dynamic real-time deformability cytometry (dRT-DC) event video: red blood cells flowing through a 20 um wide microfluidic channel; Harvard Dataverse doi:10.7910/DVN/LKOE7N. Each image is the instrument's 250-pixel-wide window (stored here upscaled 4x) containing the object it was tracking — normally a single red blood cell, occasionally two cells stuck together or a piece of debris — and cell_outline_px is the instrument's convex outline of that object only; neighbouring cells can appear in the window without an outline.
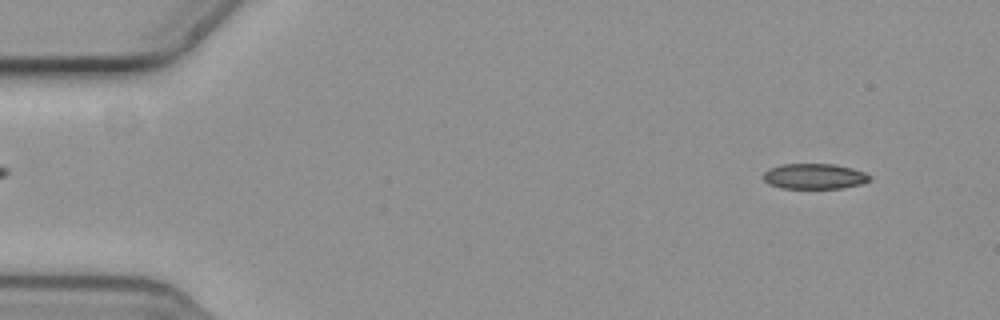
{"species": "common noctule bat (a hibernating species)", "species_latin": "Nyctalus noctula", "temperature_condition": "cold", "stored_images_in_passage": 57, "camera_frame_rate_fps": 3000, "um_per_image_px": 0.085, "animal": {"sex": "female", "body_mass_g": 19.3, "forearm_length_mm": 54.1}, "frame": {"image": 1, "passage_image": 5, "time_ms": 1.333, "image_size_px": [1000, 320], "cell_outline_px": [[872, 176], [868, 180], [860, 184], [840, 188], [780, 188], [764, 180], [764, 172], [768, 168], [780, 164], [832, 164], [852, 168], [864, 172]], "centroid_in_image_um": [69.2, 14.97], "position_along_channel_um": 15.8, "area_um2": 15.61}}
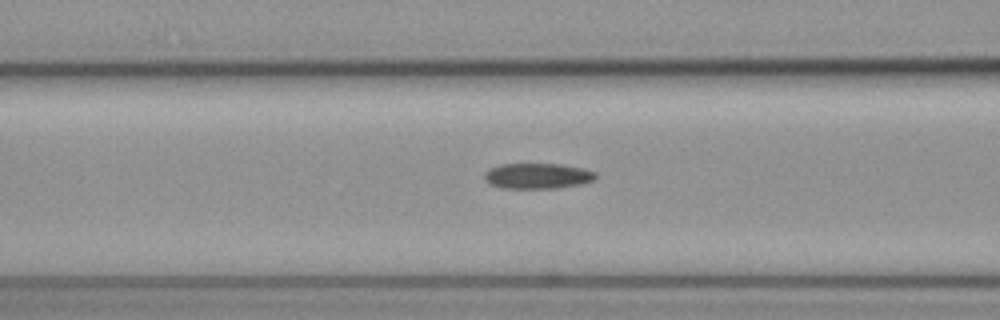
{"frame": {"image": 2, "passage_image": 23, "time_ms": 7.333, "image_size_px": [1000, 320], "cell_outline_px": [[596, 176], [592, 180], [580, 184], [556, 188], [500, 188], [488, 184], [484, 180], [484, 172], [500, 164], [560, 164], [584, 168], [596, 172]], "centroid_in_image_um": [45.65, 14.95], "position_along_channel_um": 120.9, "area_um2": 16.59}}
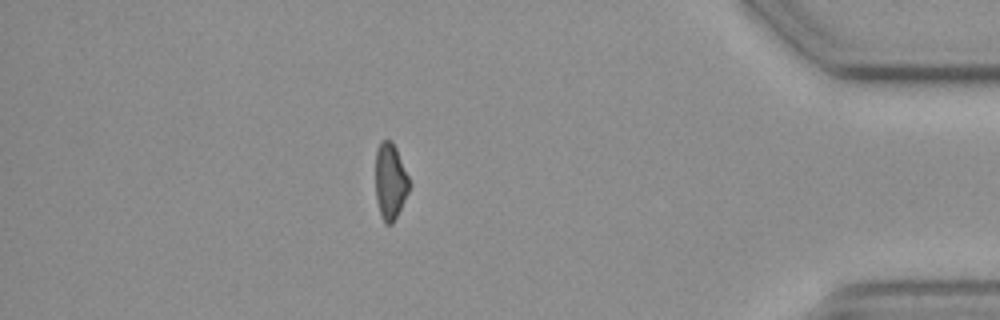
{"frame": {"image": 3, "passage_image": 50, "time_ms": 16.333, "image_size_px": [1000, 320], "cell_outline_px": [[412, 184], [392, 224], [384, 224], [380, 216], [376, 200], [376, 148], [380, 140], [392, 140], [396, 148]], "centroid_in_image_um": [33.17, 15.4], "position_along_channel_um": 402.0, "area_um2": 15.14}}